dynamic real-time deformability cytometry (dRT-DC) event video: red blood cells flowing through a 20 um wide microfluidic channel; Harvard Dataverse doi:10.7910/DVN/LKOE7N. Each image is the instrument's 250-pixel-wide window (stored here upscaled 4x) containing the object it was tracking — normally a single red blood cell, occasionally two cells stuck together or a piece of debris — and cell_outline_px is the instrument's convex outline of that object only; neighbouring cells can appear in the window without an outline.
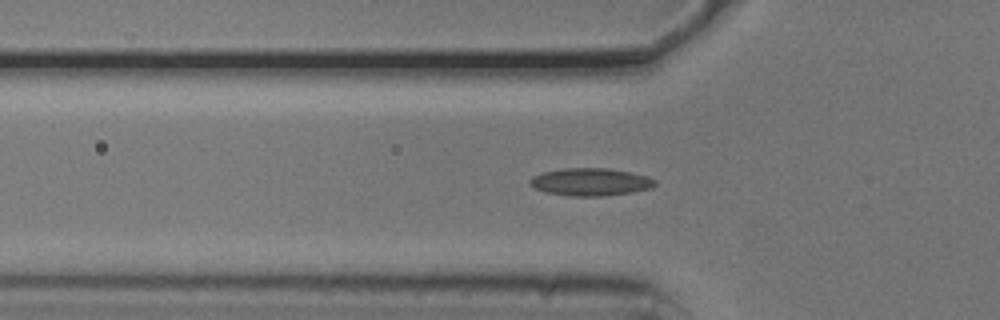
{"species": "common noctule bat (a hibernating species)", "species_latin": "Nyctalus noctula", "temperature_condition": "cold", "stored_images_in_passage": 48, "camera_frame_rate_fps": 3000, "um_per_image_px": 0.085, "animal": {"sex": "male", "body_mass_g": 20.5, "forearm_length_mm": 52.5}, "frame": {"image": 1, "passage_image": 18, "time_ms": 5.667, "image_size_px": [1000, 320], "cell_outline_px": [[656, 184], [652, 188], [632, 192], [604, 196], [572, 196], [548, 192], [536, 188], [528, 180], [532, 176], [544, 172], [560, 168], [604, 168], [628, 172], [648, 176], [656, 180]], "centroid_in_image_um": [50.22, 15.46], "position_along_channel_um": 75.6, "area_um2": 19.94}}
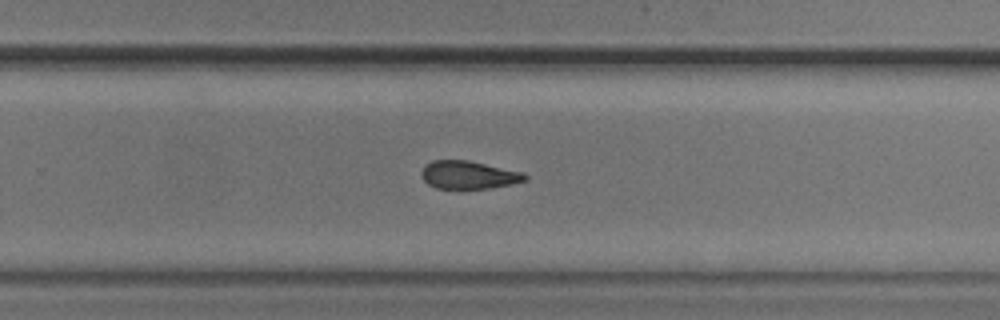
{"frame": {"image": 2, "passage_image": 35, "time_ms": 11.333, "image_size_px": [1000, 320], "cell_outline_px": [[528, 180], [512, 184], [488, 188], [436, 188], [428, 184], [420, 176], [420, 172], [424, 164], [432, 160], [468, 160], [524, 172], [528, 176]], "centroid_in_image_um": [39.82, 14.85], "position_along_channel_um": 290.0, "area_um2": 17.05}}
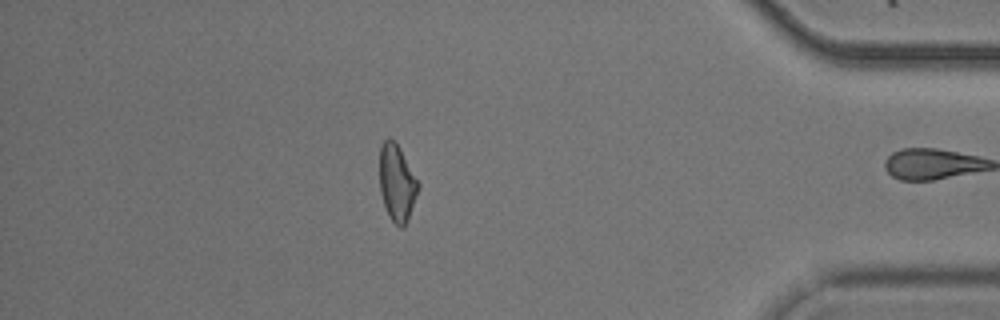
{"frame": {"image": 3, "passage_image": 47, "time_ms": 15.333, "image_size_px": [1000, 320], "cell_outline_px": [[420, 188], [408, 220], [404, 228], [400, 228], [388, 216], [380, 192], [380, 148], [384, 140], [388, 136], [400, 148], [420, 184]], "centroid_in_image_um": [33.75, 15.57], "position_along_channel_um": 401.4, "area_um2": 17.34}, "authors_computed_cell_mechanics": {"area_um2": 18.0914, "velocity_mm_per_s": 3.7753, "shape_relaxation_time_tau1_ms": 9.8886, "shape_relaxation_time_tau2_ms": 7.2684, "deformation_change_tau1": 0.1557, "deformation_change_tau2": 0.1513}}